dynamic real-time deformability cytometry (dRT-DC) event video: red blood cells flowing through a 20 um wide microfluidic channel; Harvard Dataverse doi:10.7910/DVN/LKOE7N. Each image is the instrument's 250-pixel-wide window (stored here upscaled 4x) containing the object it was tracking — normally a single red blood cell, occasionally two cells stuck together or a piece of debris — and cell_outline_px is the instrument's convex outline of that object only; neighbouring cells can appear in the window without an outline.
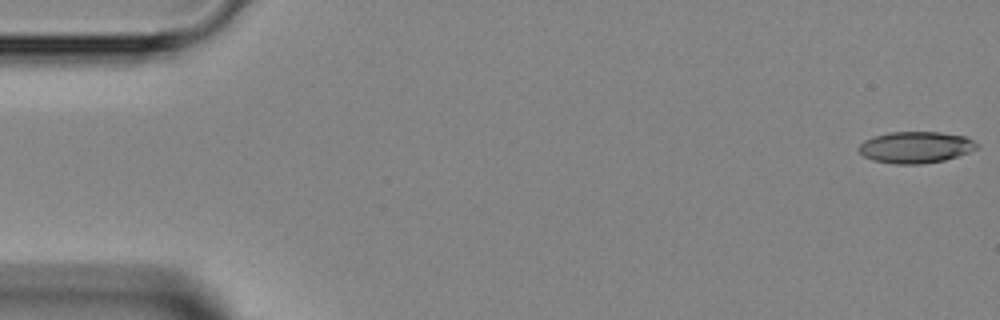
{"species": "Egyptian fruit bat (a non-hibernating species)", "species_latin": "Rousettus aegyptiacus", "temperature_condition": "room temperature", "stored_images_in_passage": 16, "camera_frame_rate_fps": 3000, "um_per_image_px": 0.085, "animal": {"sex": "female"}, "frame": {"image": 1, "passage_image": 1, "time_ms": 0.0, "image_size_px": [1000, 320], "cell_outline_px": [[980, 144], [976, 148], [968, 152], [944, 160], [920, 164], [896, 164], [872, 160], [864, 156], [856, 148], [864, 140], [872, 136], [888, 132], [940, 132], [964, 136]], "centroid_in_image_um": [77.78, 12.51], "position_along_channel_um": 7.2, "area_um2": 21.68}}
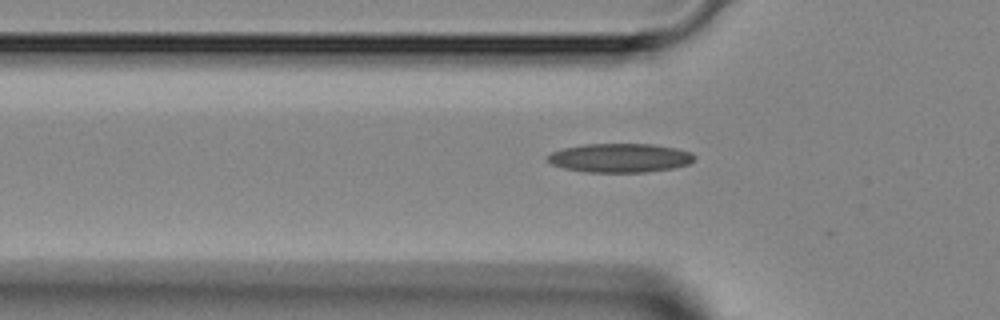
{"frame": {"image": 2, "passage_image": 15, "time_ms": 4.667, "image_size_px": [1000, 320], "cell_outline_px": [[696, 156], [688, 164], [672, 168], [648, 172], [588, 172], [564, 168], [552, 164], [548, 160], [548, 156], [552, 152], [564, 148], [584, 144], [652, 144], [676, 148], [692, 152]], "centroid_in_image_um": [52.72, 13.42], "position_along_channel_um": 73.1, "area_um2": 24.62}}